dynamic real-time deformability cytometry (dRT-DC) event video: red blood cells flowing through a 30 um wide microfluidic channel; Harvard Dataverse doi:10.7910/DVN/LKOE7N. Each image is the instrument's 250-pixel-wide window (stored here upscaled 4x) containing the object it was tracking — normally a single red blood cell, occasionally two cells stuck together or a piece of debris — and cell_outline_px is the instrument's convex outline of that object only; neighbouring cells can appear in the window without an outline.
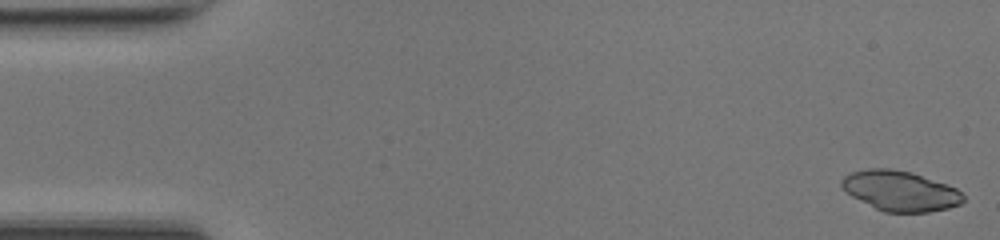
{"species": "common noctule bat (a hibernating species)", "species_latin": "Nyctalus noctula", "temperature_condition": "room temperature", "stored_images_in_passage": 48, "camera_frame_rate_fps": 3000, "um_per_image_px": 0.085, "animal": {"sex": "female", "body_mass_g": 17.0, "forearm_length_mm": 48.0}, "frame": {"image": 1, "passage_image": 1, "time_ms": 0.0, "image_size_px": [1000, 240], "cell_outline_px": [[964, 200], [960, 204], [948, 208], [928, 212], [884, 212], [852, 196], [840, 184], [840, 180], [844, 176], [852, 172], [868, 168], [888, 168], [912, 172], [956, 188], [964, 196]], "centroid_in_image_um": [76.52, 16.22], "position_along_channel_um": 8.5, "area_um2": 28.15}}
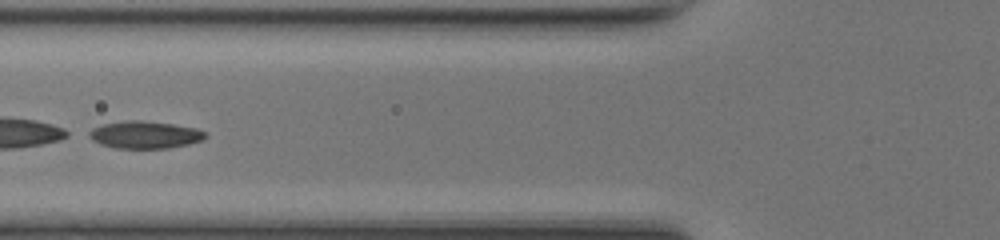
{"frame": {"image": 2, "passage_image": 19, "time_ms": 6.0, "image_size_px": [1000, 240], "cell_outline_px": [[208, 136], [204, 140], [188, 144], [168, 148], [112, 148], [100, 144], [84, 136], [84, 132], [92, 128], [104, 124], [124, 120], [140, 120], [172, 124], [196, 128], [204, 132]], "centroid_in_image_um": [12.23, 11.46], "position_along_channel_um": 113.6, "area_um2": 18.84}, "authors_computed_cell_mechanics": {"area_um2": 28.6977, "velocity_mm_per_s": 4.2139, "shape_relaxation_time_tau1_ms": 1.1547, "shape_relaxation_time_tau2_ms": 0.9989, "deformation_change_tau1": 0.2953, "deformation_change_tau2": 0.061}}